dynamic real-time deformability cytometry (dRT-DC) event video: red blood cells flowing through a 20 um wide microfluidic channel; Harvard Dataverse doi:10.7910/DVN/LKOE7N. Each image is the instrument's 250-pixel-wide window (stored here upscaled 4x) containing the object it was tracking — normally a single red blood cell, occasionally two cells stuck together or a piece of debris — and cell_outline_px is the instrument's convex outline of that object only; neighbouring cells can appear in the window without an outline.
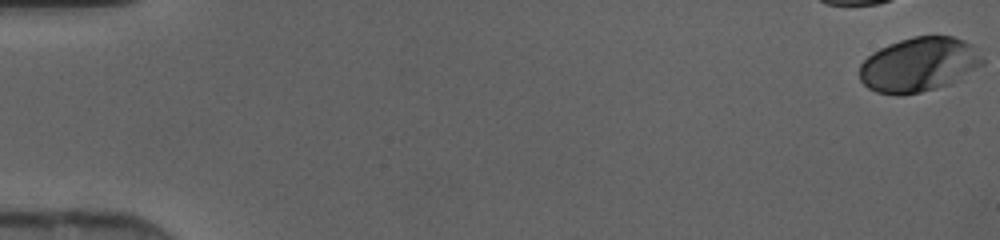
{"species": "human", "species_latin": "Homo sapiens", "temperature_condition": "cold", "stored_images_in_passage": 38, "camera_frame_rate_fps": 3000, "um_per_image_px": 0.085, "donor": {"sex": "female"}, "frame": {"image": 1, "passage_image": 1, "time_ms": 0.0, "image_size_px": [1000, 240], "cell_outline_px": [[984, 64], [952, 84], [904, 96], [896, 96], [876, 92], [868, 88], [860, 80], [860, 64], [872, 52], [888, 44], [912, 36], [952, 36], [964, 40], [972, 44], [984, 60]], "centroid_in_image_um": [78.11, 5.5], "position_along_channel_um": 6.9, "area_um2": 39.36}}
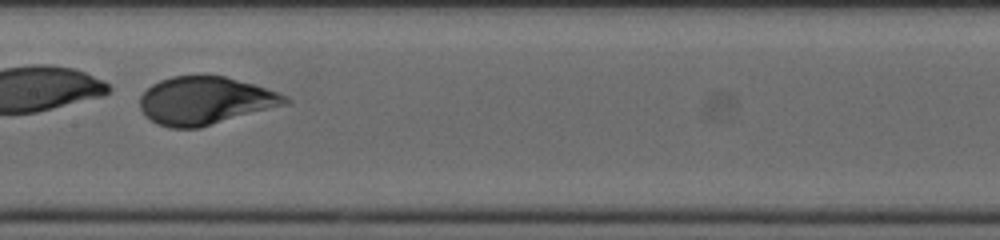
{"frame": {"image": 2, "passage_image": 25, "time_ms": 8.0, "image_size_px": [1000, 240], "cell_outline_px": [[292, 100], [288, 104], [200, 128], [168, 128], [156, 124], [144, 116], [140, 108], [140, 96], [152, 84], [160, 80], [172, 76], [224, 76], [280, 92], [288, 96]], "centroid_in_image_um": [17.44, 8.57], "position_along_channel_um": 190.0, "area_um2": 40.75}}
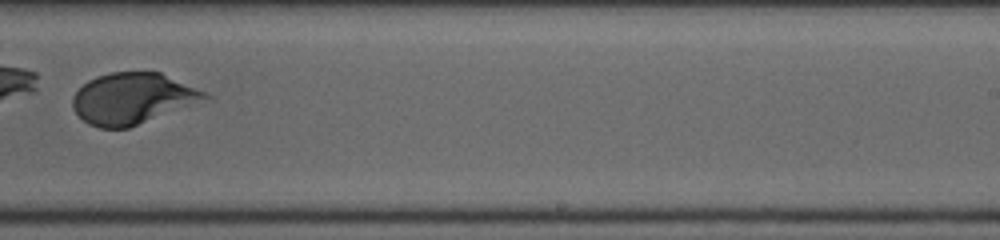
{"frame": {"image": 3, "passage_image": 31, "time_ms": 10.0, "image_size_px": [1000, 240], "cell_outline_px": [[216, 100], [128, 128], [100, 128], [88, 124], [72, 108], [72, 96], [88, 80], [96, 76], [112, 72], [160, 72], [204, 92], [212, 96]], "centroid_in_image_um": [11.37, 8.4], "position_along_channel_um": 277.6, "area_um2": 40.17}}